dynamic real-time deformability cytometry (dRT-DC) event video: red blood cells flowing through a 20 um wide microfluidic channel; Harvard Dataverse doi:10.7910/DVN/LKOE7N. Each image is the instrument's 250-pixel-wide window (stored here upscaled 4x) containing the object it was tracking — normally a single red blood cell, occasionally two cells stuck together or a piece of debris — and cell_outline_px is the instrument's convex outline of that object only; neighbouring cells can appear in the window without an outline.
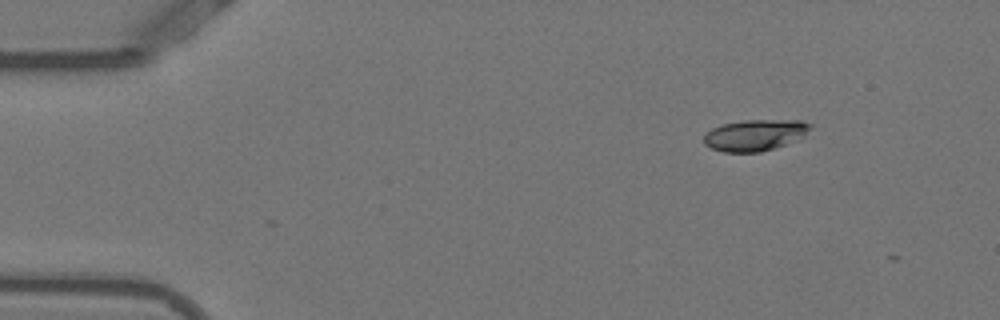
{"species": "Egyptian fruit bat (a non-hibernating species)", "species_latin": "Rousettus aegyptiacus", "temperature_condition": "warm", "stored_images_in_passage": 5, "camera_frame_rate_fps": 3000, "um_per_image_px": 0.085, "animal": {"sex": "female"}, "frame": {"image": 1, "passage_image": 1, "time_ms": 0.0, "image_size_px": [1000, 320], "cell_outline_px": [[812, 128], [800, 140], [760, 152], [724, 152], [712, 148], [704, 144], [704, 136], [712, 128], [724, 124], [744, 120], [800, 120], [812, 124]], "centroid_in_image_um": [64.23, 11.48], "position_along_channel_um": 20.8, "area_um2": 19.48}}